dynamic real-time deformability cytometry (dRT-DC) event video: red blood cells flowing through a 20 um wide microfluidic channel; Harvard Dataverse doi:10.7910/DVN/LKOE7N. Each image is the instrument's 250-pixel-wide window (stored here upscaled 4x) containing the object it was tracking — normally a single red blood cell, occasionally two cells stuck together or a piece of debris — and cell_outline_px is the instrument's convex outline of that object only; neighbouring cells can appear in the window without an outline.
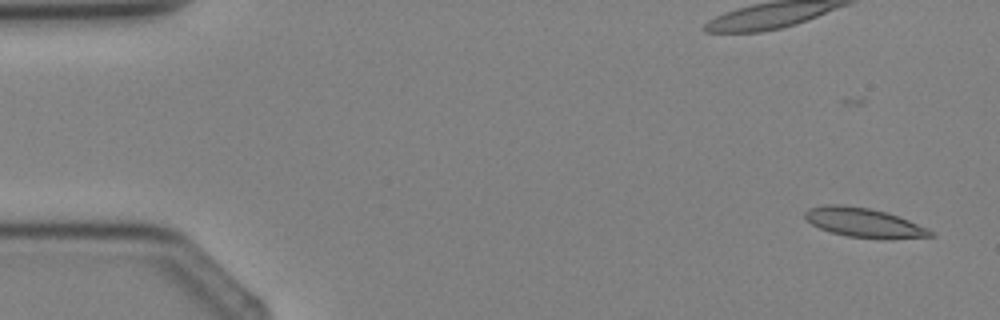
{"species": "Egyptian fruit bat (a non-hibernating species)", "species_latin": "Rousettus aegyptiacus", "temperature_condition": "cold", "stored_images_in_passage": 4, "camera_frame_rate_fps": 3000, "um_per_image_px": 0.085, "animal": {"sex": "female"}, "frame": {"image": 1, "passage_image": 1, "time_ms": 0.0, "image_size_px": [1000, 320], "cell_outline_px": [[936, 236], [848, 236], [832, 232], [820, 228], [812, 224], [804, 216], [804, 212], [808, 208], [824, 204], [840, 204], [868, 208], [884, 212], [908, 220], [928, 228]], "centroid_in_image_um": [73.3, 18.86], "position_along_channel_um": 11.7, "area_um2": 20.17}}